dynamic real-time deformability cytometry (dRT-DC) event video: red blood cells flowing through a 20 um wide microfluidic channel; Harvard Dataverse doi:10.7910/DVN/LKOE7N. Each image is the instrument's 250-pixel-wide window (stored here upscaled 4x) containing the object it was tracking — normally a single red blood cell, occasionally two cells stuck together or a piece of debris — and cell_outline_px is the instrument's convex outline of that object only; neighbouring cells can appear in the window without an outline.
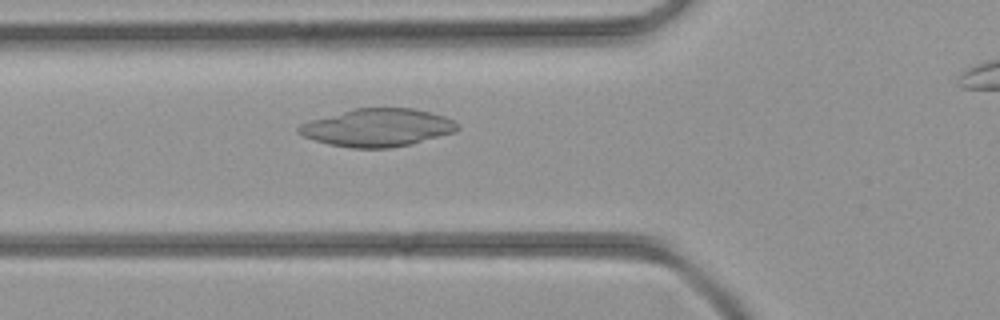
{"species": "common noctule bat (a hibernating species)", "species_latin": "Nyctalus noctula", "temperature_condition": "room temperature", "stored_images_in_passage": 29, "camera_frame_rate_fps": 3000, "um_per_image_px": 0.085, "animal": {"sex": "female", "body_mass_g": 21.9}, "frame": {"image": 1, "passage_image": 7, "time_ms": 2.0, "image_size_px": [1000, 320], "cell_outline_px": [[460, 128], [456, 132], [412, 144], [392, 148], [352, 148], [328, 144], [304, 136], [296, 132], [296, 128], [300, 124], [312, 120], [352, 108], [412, 108], [444, 116], [452, 120]], "centroid_in_image_um": [32.09, 10.85], "position_along_channel_um": 93.7, "area_um2": 34.97}}
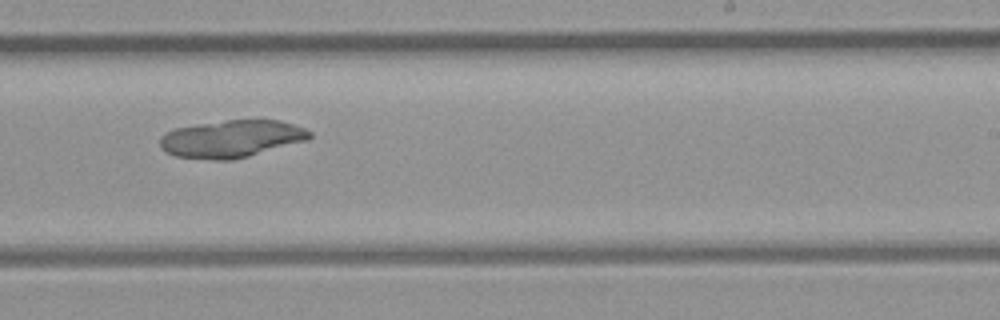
{"frame": {"image": 2, "passage_image": 18, "time_ms": 5.667, "image_size_px": [1000, 320], "cell_outline_px": [[312, 136], [308, 140], [248, 156], [232, 160], [212, 160], [176, 156], [168, 152], [160, 144], [160, 136], [176, 128], [200, 124], [228, 120], [280, 120], [304, 128], [312, 132]], "centroid_in_image_um": [19.72, 11.8], "position_along_channel_um": 269.3, "area_um2": 32.19}}
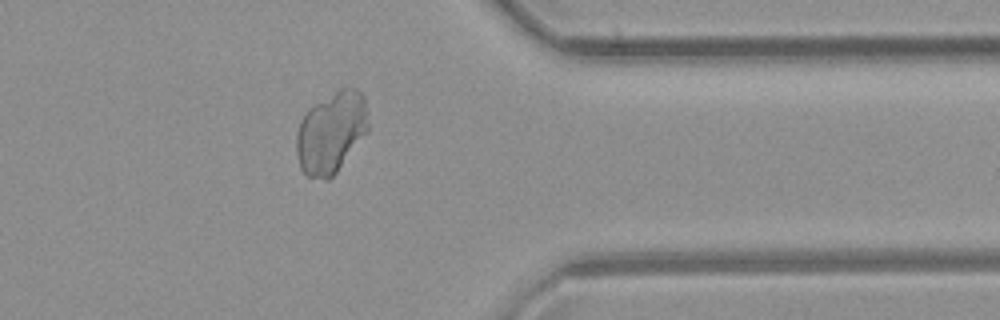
{"frame": {"image": 3, "passage_image": 26, "time_ms": 8.333, "image_size_px": [1000, 320], "cell_outline_px": [[368, 132], [336, 172], [328, 180], [308, 176], [300, 168], [296, 152], [296, 132], [300, 120], [308, 108], [340, 88], [356, 88], [364, 96], [368, 124]], "centroid_in_image_um": [28.13, 11.26], "position_along_channel_um": 383.3, "area_um2": 34.04}}